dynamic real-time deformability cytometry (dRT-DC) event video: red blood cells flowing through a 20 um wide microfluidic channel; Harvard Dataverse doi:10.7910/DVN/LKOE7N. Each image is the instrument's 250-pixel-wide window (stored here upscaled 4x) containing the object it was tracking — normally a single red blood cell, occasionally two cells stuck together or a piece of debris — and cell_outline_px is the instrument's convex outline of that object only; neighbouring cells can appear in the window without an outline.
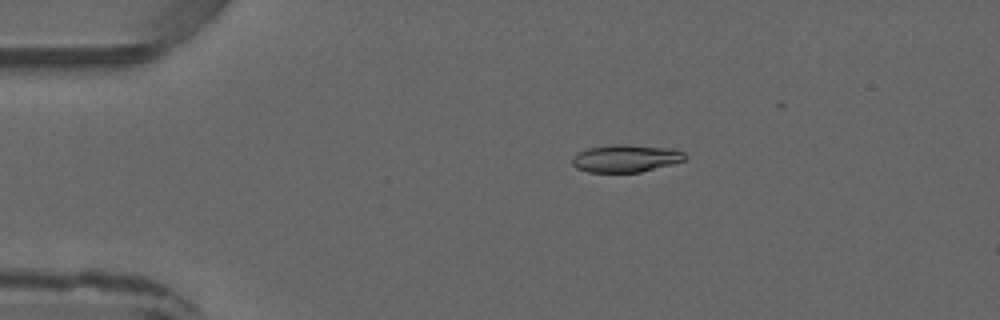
{"species": "common noctule bat (a hibernating species)", "species_latin": "Nyctalus noctula", "temperature_condition": "warm", "stored_images_in_passage": 3, "camera_frame_rate_fps": 3000, "um_per_image_px": 0.085, "animal": {"sex": "male", "forearm_length_mm": 52.5}, "frame": {"image": 1, "passage_image": 2, "time_ms": 1.333, "image_size_px": [1000, 320], "cell_outline_px": [[688, 156], [684, 160], [672, 164], [640, 172], [588, 172], [576, 168], [572, 164], [572, 156], [588, 148], [612, 144], [628, 144], [672, 148], [684, 152]], "centroid_in_image_um": [53.2, 13.45], "position_along_channel_um": 31.8, "area_um2": 18.21}}